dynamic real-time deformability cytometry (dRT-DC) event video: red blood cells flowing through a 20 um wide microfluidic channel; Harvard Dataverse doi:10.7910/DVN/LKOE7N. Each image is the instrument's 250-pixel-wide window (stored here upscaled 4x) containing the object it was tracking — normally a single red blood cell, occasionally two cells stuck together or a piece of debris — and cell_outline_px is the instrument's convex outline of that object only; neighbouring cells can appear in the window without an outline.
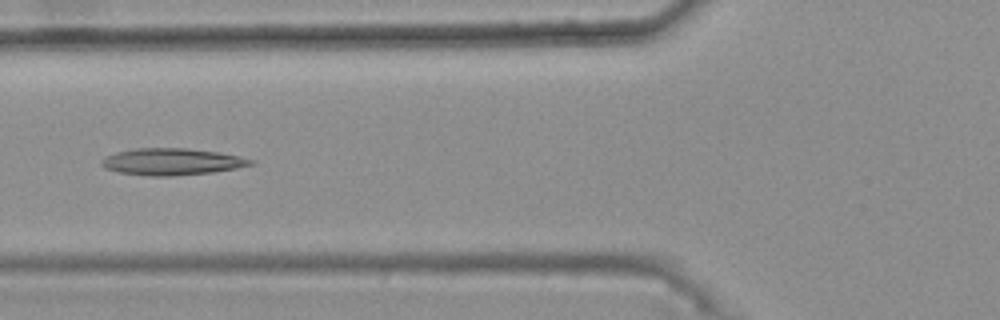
{"species": "common noctule bat (a hibernating species)", "species_latin": "Nyctalus noctula", "temperature_condition": "warm", "stored_images_in_passage": 30, "camera_frame_rate_fps": 3000, "um_per_image_px": 0.085, "animal": {"sex": "female", "body_mass_g": 25.1}, "frame": {"image": 1, "passage_image": 4, "time_ms": 1.0, "image_size_px": [1000, 320], "cell_outline_px": [[256, 164], [236, 168], [212, 172], [172, 176], [148, 176], [120, 172], [104, 168], [100, 164], [100, 160], [104, 156], [116, 152], [136, 148], [188, 148], [216, 152], [240, 156], [256, 160]], "centroid_in_image_um": [14.6, 13.74], "position_along_channel_um": 111.2, "area_um2": 23.41}}
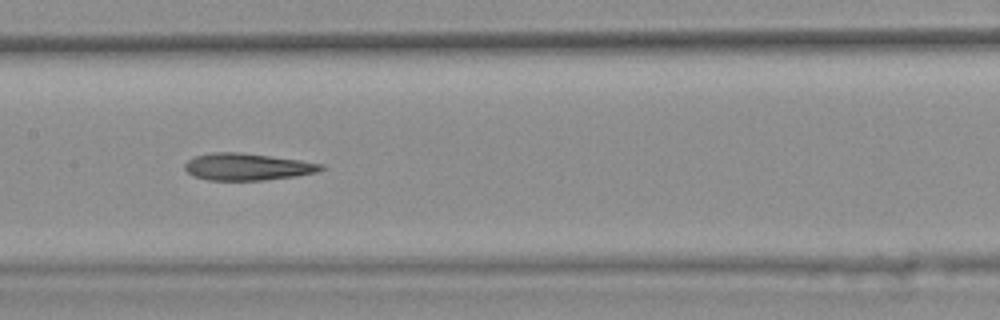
{"frame": {"image": 2, "passage_image": 10, "time_ms": 3.0, "image_size_px": [1000, 320], "cell_outline_px": [[324, 168], [316, 172], [296, 176], [264, 180], [208, 180], [192, 176], [184, 168], [184, 164], [188, 160], [196, 156], [212, 152], [236, 152], [300, 160], [324, 164]], "centroid_in_image_um": [20.99, 14.18], "position_along_channel_um": 186.4, "area_um2": 21.27}}
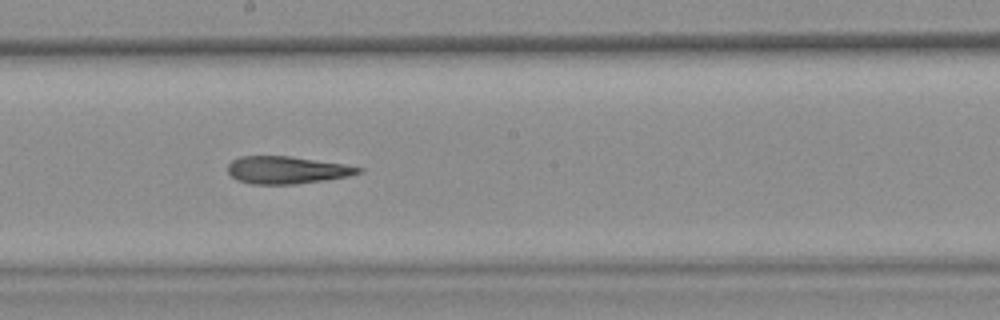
{"frame": {"image": 3, "passage_image": 13, "time_ms": 4.0, "image_size_px": [1000, 320], "cell_outline_px": [[364, 168], [360, 172], [348, 176], [324, 180], [292, 184], [252, 184], [236, 180], [228, 172], [228, 164], [232, 160], [240, 156], [288, 156], [344, 164]], "centroid_in_image_um": [24.34, 14.45], "position_along_channel_um": 223.9, "area_um2": 20.69}}